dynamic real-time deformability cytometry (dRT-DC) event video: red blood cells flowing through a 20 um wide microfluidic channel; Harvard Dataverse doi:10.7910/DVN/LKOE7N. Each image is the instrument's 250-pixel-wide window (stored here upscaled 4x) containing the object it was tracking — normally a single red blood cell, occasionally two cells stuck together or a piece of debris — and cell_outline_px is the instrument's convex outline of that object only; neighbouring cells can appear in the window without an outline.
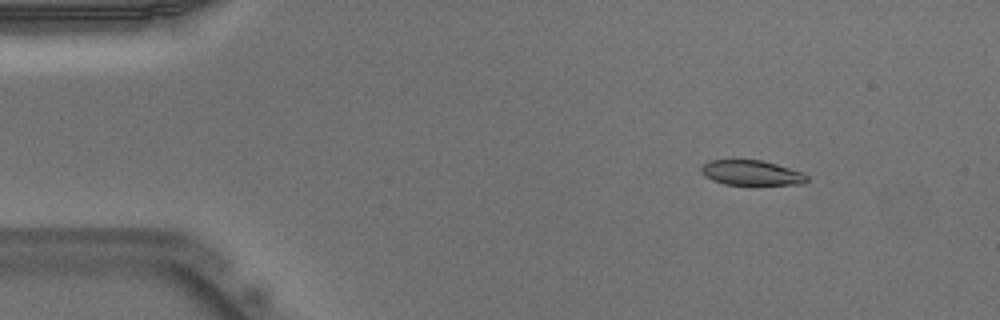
{"species": "Egyptian fruit bat (a non-hibernating species)", "species_latin": "Rousettus aegyptiacus", "temperature_condition": "warm", "stored_images_in_passage": 45, "camera_frame_rate_fps": 3000, "um_per_image_px": 0.085, "animal": {"sex": "male"}, "frame": {"image": 1, "passage_image": 1, "time_ms": 0.0, "image_size_px": [1000, 320], "cell_outline_px": [[808, 180], [804, 184], [724, 184], [712, 180], [704, 176], [700, 172], [700, 168], [708, 160], [760, 160], [776, 164], [804, 172], [808, 176]], "centroid_in_image_um": [63.87, 14.68], "position_along_channel_um": 21.1, "area_um2": 15.37}}
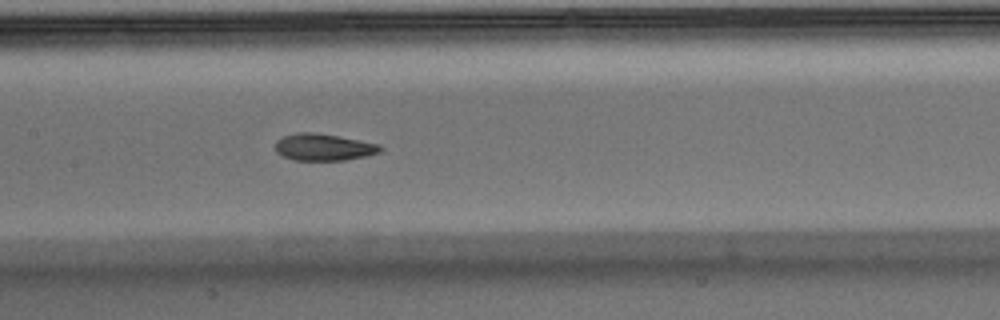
{"frame": {"image": 2, "passage_image": 19, "time_ms": 6.0, "image_size_px": [1000, 320], "cell_outline_px": [[384, 148], [380, 152], [364, 156], [344, 160], [296, 160], [280, 156], [276, 152], [276, 140], [284, 136], [296, 132], [312, 132], [336, 136], [380, 144]], "centroid_in_image_um": [27.48, 12.51], "position_along_channel_um": 179.9, "area_um2": 16.36}}
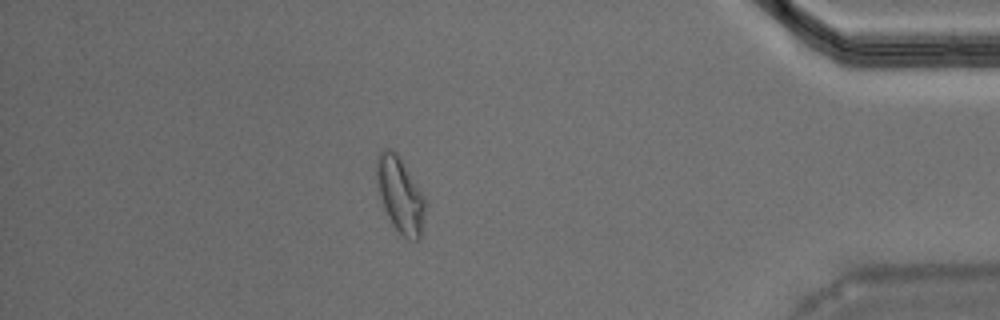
{"frame": {"image": 3, "passage_image": 39, "time_ms": 12.667, "image_size_px": [1000, 320], "cell_outline_px": [[424, 212], [420, 240], [408, 240], [392, 224], [384, 208], [380, 196], [376, 180], [376, 156], [384, 148], [388, 148], [396, 152], [420, 192], [424, 200]], "centroid_in_image_um": [33.97, 16.56], "position_along_channel_um": 401.2, "area_um2": 20.69}, "authors_computed_cell_mechanics": {"area_um2": 17.051, "velocity_mm_per_s": 3.9411, "shape_relaxation_time_tau1_ms": 7.5279, "shape_relaxation_time_tau2_ms": 2.4779, "deformation_change_tau1": 0.2247, "deformation_change_tau2": 0.0645}}